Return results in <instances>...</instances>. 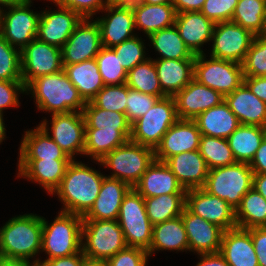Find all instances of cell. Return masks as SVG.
Returning a JSON list of instances; mask_svg holds the SVG:
<instances>
[{
	"label": "cell",
	"instance_id": "cell-1",
	"mask_svg": "<svg viewBox=\"0 0 266 266\" xmlns=\"http://www.w3.org/2000/svg\"><path fill=\"white\" fill-rule=\"evenodd\" d=\"M104 176L82 161L72 160L60 186L52 194H57L64 206L60 211L83 217L96 201Z\"/></svg>",
	"mask_w": 266,
	"mask_h": 266
},
{
	"label": "cell",
	"instance_id": "cell-2",
	"mask_svg": "<svg viewBox=\"0 0 266 266\" xmlns=\"http://www.w3.org/2000/svg\"><path fill=\"white\" fill-rule=\"evenodd\" d=\"M25 92L32 94L39 110L51 114L83 112L86 105L64 70L37 77L25 87Z\"/></svg>",
	"mask_w": 266,
	"mask_h": 266
},
{
	"label": "cell",
	"instance_id": "cell-3",
	"mask_svg": "<svg viewBox=\"0 0 266 266\" xmlns=\"http://www.w3.org/2000/svg\"><path fill=\"white\" fill-rule=\"evenodd\" d=\"M42 216L28 213L9 219L0 228V256L33 259L41 252Z\"/></svg>",
	"mask_w": 266,
	"mask_h": 266
},
{
	"label": "cell",
	"instance_id": "cell-4",
	"mask_svg": "<svg viewBox=\"0 0 266 266\" xmlns=\"http://www.w3.org/2000/svg\"><path fill=\"white\" fill-rule=\"evenodd\" d=\"M82 223L80 215L58 212L53 222L42 217V247L46 259L66 257L82 250Z\"/></svg>",
	"mask_w": 266,
	"mask_h": 266
},
{
	"label": "cell",
	"instance_id": "cell-5",
	"mask_svg": "<svg viewBox=\"0 0 266 266\" xmlns=\"http://www.w3.org/2000/svg\"><path fill=\"white\" fill-rule=\"evenodd\" d=\"M127 247L117 220H83L82 252L88 262L104 263Z\"/></svg>",
	"mask_w": 266,
	"mask_h": 266
},
{
	"label": "cell",
	"instance_id": "cell-6",
	"mask_svg": "<svg viewBox=\"0 0 266 266\" xmlns=\"http://www.w3.org/2000/svg\"><path fill=\"white\" fill-rule=\"evenodd\" d=\"M154 160L153 148L129 140L96 162L112 170L108 177L126 182L133 188Z\"/></svg>",
	"mask_w": 266,
	"mask_h": 266
},
{
	"label": "cell",
	"instance_id": "cell-7",
	"mask_svg": "<svg viewBox=\"0 0 266 266\" xmlns=\"http://www.w3.org/2000/svg\"><path fill=\"white\" fill-rule=\"evenodd\" d=\"M253 186V171L248 163L236 162L209 170L203 189L224 199L234 210Z\"/></svg>",
	"mask_w": 266,
	"mask_h": 266
},
{
	"label": "cell",
	"instance_id": "cell-8",
	"mask_svg": "<svg viewBox=\"0 0 266 266\" xmlns=\"http://www.w3.org/2000/svg\"><path fill=\"white\" fill-rule=\"evenodd\" d=\"M177 120L174 97L159 98L143 116L131 124L130 141L155 149Z\"/></svg>",
	"mask_w": 266,
	"mask_h": 266
},
{
	"label": "cell",
	"instance_id": "cell-9",
	"mask_svg": "<svg viewBox=\"0 0 266 266\" xmlns=\"http://www.w3.org/2000/svg\"><path fill=\"white\" fill-rule=\"evenodd\" d=\"M128 247L148 250L151 246L153 224L145 208V200L134 188L125 195L117 219Z\"/></svg>",
	"mask_w": 266,
	"mask_h": 266
},
{
	"label": "cell",
	"instance_id": "cell-10",
	"mask_svg": "<svg viewBox=\"0 0 266 266\" xmlns=\"http://www.w3.org/2000/svg\"><path fill=\"white\" fill-rule=\"evenodd\" d=\"M195 56L193 79L223 96L232 93L244 82L242 64L234 61Z\"/></svg>",
	"mask_w": 266,
	"mask_h": 266
},
{
	"label": "cell",
	"instance_id": "cell-11",
	"mask_svg": "<svg viewBox=\"0 0 266 266\" xmlns=\"http://www.w3.org/2000/svg\"><path fill=\"white\" fill-rule=\"evenodd\" d=\"M31 3L32 0H18L0 11V34L20 50L37 38L41 13L31 10Z\"/></svg>",
	"mask_w": 266,
	"mask_h": 266
},
{
	"label": "cell",
	"instance_id": "cell-12",
	"mask_svg": "<svg viewBox=\"0 0 266 266\" xmlns=\"http://www.w3.org/2000/svg\"><path fill=\"white\" fill-rule=\"evenodd\" d=\"M51 115V129L48 127V121L44 119L39 124L43 130L72 160H75V155H84L86 123L83 112L71 111Z\"/></svg>",
	"mask_w": 266,
	"mask_h": 266
},
{
	"label": "cell",
	"instance_id": "cell-13",
	"mask_svg": "<svg viewBox=\"0 0 266 266\" xmlns=\"http://www.w3.org/2000/svg\"><path fill=\"white\" fill-rule=\"evenodd\" d=\"M254 38L251 31L232 21L215 23L210 57L242 64Z\"/></svg>",
	"mask_w": 266,
	"mask_h": 266
},
{
	"label": "cell",
	"instance_id": "cell-14",
	"mask_svg": "<svg viewBox=\"0 0 266 266\" xmlns=\"http://www.w3.org/2000/svg\"><path fill=\"white\" fill-rule=\"evenodd\" d=\"M63 70L61 48L35 38L21 50L22 81L26 87L32 80Z\"/></svg>",
	"mask_w": 266,
	"mask_h": 266
},
{
	"label": "cell",
	"instance_id": "cell-15",
	"mask_svg": "<svg viewBox=\"0 0 266 266\" xmlns=\"http://www.w3.org/2000/svg\"><path fill=\"white\" fill-rule=\"evenodd\" d=\"M101 47L99 25L91 18H82L61 48L62 64L66 66L94 59Z\"/></svg>",
	"mask_w": 266,
	"mask_h": 266
},
{
	"label": "cell",
	"instance_id": "cell-16",
	"mask_svg": "<svg viewBox=\"0 0 266 266\" xmlns=\"http://www.w3.org/2000/svg\"><path fill=\"white\" fill-rule=\"evenodd\" d=\"M186 207L224 231L237 227L235 210L224 199L207 193L203 188L186 191Z\"/></svg>",
	"mask_w": 266,
	"mask_h": 266
},
{
	"label": "cell",
	"instance_id": "cell-17",
	"mask_svg": "<svg viewBox=\"0 0 266 266\" xmlns=\"http://www.w3.org/2000/svg\"><path fill=\"white\" fill-rule=\"evenodd\" d=\"M201 132L194 120L178 119L163 135L154 149L155 160L166 162L170 157L199 149Z\"/></svg>",
	"mask_w": 266,
	"mask_h": 266
},
{
	"label": "cell",
	"instance_id": "cell-18",
	"mask_svg": "<svg viewBox=\"0 0 266 266\" xmlns=\"http://www.w3.org/2000/svg\"><path fill=\"white\" fill-rule=\"evenodd\" d=\"M105 16L95 20L100 28L101 44L113 48L136 36L132 7L108 4L103 10Z\"/></svg>",
	"mask_w": 266,
	"mask_h": 266
},
{
	"label": "cell",
	"instance_id": "cell-19",
	"mask_svg": "<svg viewBox=\"0 0 266 266\" xmlns=\"http://www.w3.org/2000/svg\"><path fill=\"white\" fill-rule=\"evenodd\" d=\"M57 10L40 13L37 38L45 43L62 48L82 18L73 10L60 6Z\"/></svg>",
	"mask_w": 266,
	"mask_h": 266
},
{
	"label": "cell",
	"instance_id": "cell-20",
	"mask_svg": "<svg viewBox=\"0 0 266 266\" xmlns=\"http://www.w3.org/2000/svg\"><path fill=\"white\" fill-rule=\"evenodd\" d=\"M174 99L178 119L194 120L202 112L224 101V96L192 79Z\"/></svg>",
	"mask_w": 266,
	"mask_h": 266
},
{
	"label": "cell",
	"instance_id": "cell-21",
	"mask_svg": "<svg viewBox=\"0 0 266 266\" xmlns=\"http://www.w3.org/2000/svg\"><path fill=\"white\" fill-rule=\"evenodd\" d=\"M189 251L204 254L220 251L224 230L192 213L186 206L182 212Z\"/></svg>",
	"mask_w": 266,
	"mask_h": 266
},
{
	"label": "cell",
	"instance_id": "cell-22",
	"mask_svg": "<svg viewBox=\"0 0 266 266\" xmlns=\"http://www.w3.org/2000/svg\"><path fill=\"white\" fill-rule=\"evenodd\" d=\"M131 188L126 182L105 175L98 197L83 220H117L122 201Z\"/></svg>",
	"mask_w": 266,
	"mask_h": 266
},
{
	"label": "cell",
	"instance_id": "cell-23",
	"mask_svg": "<svg viewBox=\"0 0 266 266\" xmlns=\"http://www.w3.org/2000/svg\"><path fill=\"white\" fill-rule=\"evenodd\" d=\"M174 25L193 55L204 54L201 47L211 41L215 26L212 20L201 11L183 12L176 15Z\"/></svg>",
	"mask_w": 266,
	"mask_h": 266
},
{
	"label": "cell",
	"instance_id": "cell-24",
	"mask_svg": "<svg viewBox=\"0 0 266 266\" xmlns=\"http://www.w3.org/2000/svg\"><path fill=\"white\" fill-rule=\"evenodd\" d=\"M72 160H18L17 177H23L44 188L51 195L60 186Z\"/></svg>",
	"mask_w": 266,
	"mask_h": 266
},
{
	"label": "cell",
	"instance_id": "cell-25",
	"mask_svg": "<svg viewBox=\"0 0 266 266\" xmlns=\"http://www.w3.org/2000/svg\"><path fill=\"white\" fill-rule=\"evenodd\" d=\"M165 163L184 190L199 189L205 185L209 168L199 150L174 155Z\"/></svg>",
	"mask_w": 266,
	"mask_h": 266
},
{
	"label": "cell",
	"instance_id": "cell-26",
	"mask_svg": "<svg viewBox=\"0 0 266 266\" xmlns=\"http://www.w3.org/2000/svg\"><path fill=\"white\" fill-rule=\"evenodd\" d=\"M224 100L241 125L266 128V103L252 93L244 82L225 95Z\"/></svg>",
	"mask_w": 266,
	"mask_h": 266
},
{
	"label": "cell",
	"instance_id": "cell-27",
	"mask_svg": "<svg viewBox=\"0 0 266 266\" xmlns=\"http://www.w3.org/2000/svg\"><path fill=\"white\" fill-rule=\"evenodd\" d=\"M219 252L229 266H259L247 229L235 227L224 231Z\"/></svg>",
	"mask_w": 266,
	"mask_h": 266
},
{
	"label": "cell",
	"instance_id": "cell-28",
	"mask_svg": "<svg viewBox=\"0 0 266 266\" xmlns=\"http://www.w3.org/2000/svg\"><path fill=\"white\" fill-rule=\"evenodd\" d=\"M133 188L143 197L186 193L168 165L158 160H154Z\"/></svg>",
	"mask_w": 266,
	"mask_h": 266
},
{
	"label": "cell",
	"instance_id": "cell-29",
	"mask_svg": "<svg viewBox=\"0 0 266 266\" xmlns=\"http://www.w3.org/2000/svg\"><path fill=\"white\" fill-rule=\"evenodd\" d=\"M24 132L18 160H72L40 125Z\"/></svg>",
	"mask_w": 266,
	"mask_h": 266
},
{
	"label": "cell",
	"instance_id": "cell-30",
	"mask_svg": "<svg viewBox=\"0 0 266 266\" xmlns=\"http://www.w3.org/2000/svg\"><path fill=\"white\" fill-rule=\"evenodd\" d=\"M195 59H154L160 87L166 96L174 97L192 79Z\"/></svg>",
	"mask_w": 266,
	"mask_h": 266
},
{
	"label": "cell",
	"instance_id": "cell-31",
	"mask_svg": "<svg viewBox=\"0 0 266 266\" xmlns=\"http://www.w3.org/2000/svg\"><path fill=\"white\" fill-rule=\"evenodd\" d=\"M194 122L201 135L227 139L241 124L227 103L222 101L198 115Z\"/></svg>",
	"mask_w": 266,
	"mask_h": 266
},
{
	"label": "cell",
	"instance_id": "cell-32",
	"mask_svg": "<svg viewBox=\"0 0 266 266\" xmlns=\"http://www.w3.org/2000/svg\"><path fill=\"white\" fill-rule=\"evenodd\" d=\"M189 251L187 234L181 215L153 225L149 257L156 251Z\"/></svg>",
	"mask_w": 266,
	"mask_h": 266
},
{
	"label": "cell",
	"instance_id": "cell-33",
	"mask_svg": "<svg viewBox=\"0 0 266 266\" xmlns=\"http://www.w3.org/2000/svg\"><path fill=\"white\" fill-rule=\"evenodd\" d=\"M135 28L149 37L152 33L175 24L177 12L172 4H146L140 2L132 7Z\"/></svg>",
	"mask_w": 266,
	"mask_h": 266
},
{
	"label": "cell",
	"instance_id": "cell-34",
	"mask_svg": "<svg viewBox=\"0 0 266 266\" xmlns=\"http://www.w3.org/2000/svg\"><path fill=\"white\" fill-rule=\"evenodd\" d=\"M63 70L85 102H90L105 86L95 58L63 66Z\"/></svg>",
	"mask_w": 266,
	"mask_h": 266
},
{
	"label": "cell",
	"instance_id": "cell-35",
	"mask_svg": "<svg viewBox=\"0 0 266 266\" xmlns=\"http://www.w3.org/2000/svg\"><path fill=\"white\" fill-rule=\"evenodd\" d=\"M265 137L264 127L240 125L227 138L236 162L249 164Z\"/></svg>",
	"mask_w": 266,
	"mask_h": 266
},
{
	"label": "cell",
	"instance_id": "cell-36",
	"mask_svg": "<svg viewBox=\"0 0 266 266\" xmlns=\"http://www.w3.org/2000/svg\"><path fill=\"white\" fill-rule=\"evenodd\" d=\"M131 131H98L85 129L84 155L94 161H101L115 148L126 144L130 140Z\"/></svg>",
	"mask_w": 266,
	"mask_h": 266
},
{
	"label": "cell",
	"instance_id": "cell-37",
	"mask_svg": "<svg viewBox=\"0 0 266 266\" xmlns=\"http://www.w3.org/2000/svg\"><path fill=\"white\" fill-rule=\"evenodd\" d=\"M160 58L157 59H195V55L185 45L175 25L152 33L148 37Z\"/></svg>",
	"mask_w": 266,
	"mask_h": 266
},
{
	"label": "cell",
	"instance_id": "cell-38",
	"mask_svg": "<svg viewBox=\"0 0 266 266\" xmlns=\"http://www.w3.org/2000/svg\"><path fill=\"white\" fill-rule=\"evenodd\" d=\"M235 221L239 228L251 229L266 226V199L251 188L235 210Z\"/></svg>",
	"mask_w": 266,
	"mask_h": 266
},
{
	"label": "cell",
	"instance_id": "cell-39",
	"mask_svg": "<svg viewBox=\"0 0 266 266\" xmlns=\"http://www.w3.org/2000/svg\"><path fill=\"white\" fill-rule=\"evenodd\" d=\"M146 214L154 225L182 215L186 206V193L144 197Z\"/></svg>",
	"mask_w": 266,
	"mask_h": 266
},
{
	"label": "cell",
	"instance_id": "cell-40",
	"mask_svg": "<svg viewBox=\"0 0 266 266\" xmlns=\"http://www.w3.org/2000/svg\"><path fill=\"white\" fill-rule=\"evenodd\" d=\"M85 129L98 131H131V123L124 113L96 107L91 101L83 109Z\"/></svg>",
	"mask_w": 266,
	"mask_h": 266
},
{
	"label": "cell",
	"instance_id": "cell-41",
	"mask_svg": "<svg viewBox=\"0 0 266 266\" xmlns=\"http://www.w3.org/2000/svg\"><path fill=\"white\" fill-rule=\"evenodd\" d=\"M231 21L254 35L266 33V0H239Z\"/></svg>",
	"mask_w": 266,
	"mask_h": 266
},
{
	"label": "cell",
	"instance_id": "cell-42",
	"mask_svg": "<svg viewBox=\"0 0 266 266\" xmlns=\"http://www.w3.org/2000/svg\"><path fill=\"white\" fill-rule=\"evenodd\" d=\"M126 84L129 88L145 94L155 95L159 98L166 96L160 87L153 58H148L131 69L127 73Z\"/></svg>",
	"mask_w": 266,
	"mask_h": 266
},
{
	"label": "cell",
	"instance_id": "cell-43",
	"mask_svg": "<svg viewBox=\"0 0 266 266\" xmlns=\"http://www.w3.org/2000/svg\"><path fill=\"white\" fill-rule=\"evenodd\" d=\"M198 150L209 170L236 163L228 140L225 138L201 135Z\"/></svg>",
	"mask_w": 266,
	"mask_h": 266
},
{
	"label": "cell",
	"instance_id": "cell-44",
	"mask_svg": "<svg viewBox=\"0 0 266 266\" xmlns=\"http://www.w3.org/2000/svg\"><path fill=\"white\" fill-rule=\"evenodd\" d=\"M105 85H121L127 81V72L112 48L101 47L95 57Z\"/></svg>",
	"mask_w": 266,
	"mask_h": 266
},
{
	"label": "cell",
	"instance_id": "cell-45",
	"mask_svg": "<svg viewBox=\"0 0 266 266\" xmlns=\"http://www.w3.org/2000/svg\"><path fill=\"white\" fill-rule=\"evenodd\" d=\"M242 68L244 76H266V33L255 35Z\"/></svg>",
	"mask_w": 266,
	"mask_h": 266
},
{
	"label": "cell",
	"instance_id": "cell-46",
	"mask_svg": "<svg viewBox=\"0 0 266 266\" xmlns=\"http://www.w3.org/2000/svg\"><path fill=\"white\" fill-rule=\"evenodd\" d=\"M0 80H22L21 50L0 34Z\"/></svg>",
	"mask_w": 266,
	"mask_h": 266
},
{
	"label": "cell",
	"instance_id": "cell-47",
	"mask_svg": "<svg viewBox=\"0 0 266 266\" xmlns=\"http://www.w3.org/2000/svg\"><path fill=\"white\" fill-rule=\"evenodd\" d=\"M91 102L101 109L125 114L127 104V84L105 85Z\"/></svg>",
	"mask_w": 266,
	"mask_h": 266
},
{
	"label": "cell",
	"instance_id": "cell-48",
	"mask_svg": "<svg viewBox=\"0 0 266 266\" xmlns=\"http://www.w3.org/2000/svg\"><path fill=\"white\" fill-rule=\"evenodd\" d=\"M144 45L145 44L141 37L139 38L136 35L112 48L116 55H118L119 61L127 73L137 64L143 63L150 58L145 55L146 47Z\"/></svg>",
	"mask_w": 266,
	"mask_h": 266
},
{
	"label": "cell",
	"instance_id": "cell-49",
	"mask_svg": "<svg viewBox=\"0 0 266 266\" xmlns=\"http://www.w3.org/2000/svg\"><path fill=\"white\" fill-rule=\"evenodd\" d=\"M159 99L155 95L145 94L127 86V104L125 115L132 124L143 116Z\"/></svg>",
	"mask_w": 266,
	"mask_h": 266
},
{
	"label": "cell",
	"instance_id": "cell-50",
	"mask_svg": "<svg viewBox=\"0 0 266 266\" xmlns=\"http://www.w3.org/2000/svg\"><path fill=\"white\" fill-rule=\"evenodd\" d=\"M239 0H205L201 12L214 23L231 21Z\"/></svg>",
	"mask_w": 266,
	"mask_h": 266
},
{
	"label": "cell",
	"instance_id": "cell-51",
	"mask_svg": "<svg viewBox=\"0 0 266 266\" xmlns=\"http://www.w3.org/2000/svg\"><path fill=\"white\" fill-rule=\"evenodd\" d=\"M148 252L138 247H127L107 259L106 266H147Z\"/></svg>",
	"mask_w": 266,
	"mask_h": 266
},
{
	"label": "cell",
	"instance_id": "cell-52",
	"mask_svg": "<svg viewBox=\"0 0 266 266\" xmlns=\"http://www.w3.org/2000/svg\"><path fill=\"white\" fill-rule=\"evenodd\" d=\"M49 1V0H48ZM62 7L76 12L81 18H92L99 12H102L107 5L108 0H50Z\"/></svg>",
	"mask_w": 266,
	"mask_h": 266
},
{
	"label": "cell",
	"instance_id": "cell-53",
	"mask_svg": "<svg viewBox=\"0 0 266 266\" xmlns=\"http://www.w3.org/2000/svg\"><path fill=\"white\" fill-rule=\"evenodd\" d=\"M25 94V86L22 80H0V112L5 108L20 106L19 94Z\"/></svg>",
	"mask_w": 266,
	"mask_h": 266
},
{
	"label": "cell",
	"instance_id": "cell-54",
	"mask_svg": "<svg viewBox=\"0 0 266 266\" xmlns=\"http://www.w3.org/2000/svg\"><path fill=\"white\" fill-rule=\"evenodd\" d=\"M247 230L251 235V239L258 259V265L266 266V228L255 227Z\"/></svg>",
	"mask_w": 266,
	"mask_h": 266
},
{
	"label": "cell",
	"instance_id": "cell-55",
	"mask_svg": "<svg viewBox=\"0 0 266 266\" xmlns=\"http://www.w3.org/2000/svg\"><path fill=\"white\" fill-rule=\"evenodd\" d=\"M87 262V258L83 254L82 250L79 253L66 257H59L44 261L35 258L32 261V263H40L41 266H85Z\"/></svg>",
	"mask_w": 266,
	"mask_h": 266
},
{
	"label": "cell",
	"instance_id": "cell-56",
	"mask_svg": "<svg viewBox=\"0 0 266 266\" xmlns=\"http://www.w3.org/2000/svg\"><path fill=\"white\" fill-rule=\"evenodd\" d=\"M253 174H266V137L249 163Z\"/></svg>",
	"mask_w": 266,
	"mask_h": 266
},
{
	"label": "cell",
	"instance_id": "cell-57",
	"mask_svg": "<svg viewBox=\"0 0 266 266\" xmlns=\"http://www.w3.org/2000/svg\"><path fill=\"white\" fill-rule=\"evenodd\" d=\"M244 83L260 100L266 103V76H244Z\"/></svg>",
	"mask_w": 266,
	"mask_h": 266
},
{
	"label": "cell",
	"instance_id": "cell-58",
	"mask_svg": "<svg viewBox=\"0 0 266 266\" xmlns=\"http://www.w3.org/2000/svg\"><path fill=\"white\" fill-rule=\"evenodd\" d=\"M205 0H173L177 14L183 12L201 11Z\"/></svg>",
	"mask_w": 266,
	"mask_h": 266
},
{
	"label": "cell",
	"instance_id": "cell-59",
	"mask_svg": "<svg viewBox=\"0 0 266 266\" xmlns=\"http://www.w3.org/2000/svg\"><path fill=\"white\" fill-rule=\"evenodd\" d=\"M200 262L196 266H229L220 252L198 254Z\"/></svg>",
	"mask_w": 266,
	"mask_h": 266
},
{
	"label": "cell",
	"instance_id": "cell-60",
	"mask_svg": "<svg viewBox=\"0 0 266 266\" xmlns=\"http://www.w3.org/2000/svg\"><path fill=\"white\" fill-rule=\"evenodd\" d=\"M266 199V174H253V186Z\"/></svg>",
	"mask_w": 266,
	"mask_h": 266
},
{
	"label": "cell",
	"instance_id": "cell-61",
	"mask_svg": "<svg viewBox=\"0 0 266 266\" xmlns=\"http://www.w3.org/2000/svg\"><path fill=\"white\" fill-rule=\"evenodd\" d=\"M31 263L25 259L6 258L0 256V266H31Z\"/></svg>",
	"mask_w": 266,
	"mask_h": 266
},
{
	"label": "cell",
	"instance_id": "cell-62",
	"mask_svg": "<svg viewBox=\"0 0 266 266\" xmlns=\"http://www.w3.org/2000/svg\"><path fill=\"white\" fill-rule=\"evenodd\" d=\"M141 0H108V4L115 6L133 7L139 4Z\"/></svg>",
	"mask_w": 266,
	"mask_h": 266
},
{
	"label": "cell",
	"instance_id": "cell-63",
	"mask_svg": "<svg viewBox=\"0 0 266 266\" xmlns=\"http://www.w3.org/2000/svg\"><path fill=\"white\" fill-rule=\"evenodd\" d=\"M3 113L0 112V144L5 140L6 136V128L3 121Z\"/></svg>",
	"mask_w": 266,
	"mask_h": 266
},
{
	"label": "cell",
	"instance_id": "cell-64",
	"mask_svg": "<svg viewBox=\"0 0 266 266\" xmlns=\"http://www.w3.org/2000/svg\"><path fill=\"white\" fill-rule=\"evenodd\" d=\"M142 3L154 5V4H172L173 0H141Z\"/></svg>",
	"mask_w": 266,
	"mask_h": 266
},
{
	"label": "cell",
	"instance_id": "cell-65",
	"mask_svg": "<svg viewBox=\"0 0 266 266\" xmlns=\"http://www.w3.org/2000/svg\"><path fill=\"white\" fill-rule=\"evenodd\" d=\"M17 1L18 0H0V11L3 9V6L7 8L8 6L16 3Z\"/></svg>",
	"mask_w": 266,
	"mask_h": 266
},
{
	"label": "cell",
	"instance_id": "cell-66",
	"mask_svg": "<svg viewBox=\"0 0 266 266\" xmlns=\"http://www.w3.org/2000/svg\"><path fill=\"white\" fill-rule=\"evenodd\" d=\"M85 266H106V265L101 262H87Z\"/></svg>",
	"mask_w": 266,
	"mask_h": 266
},
{
	"label": "cell",
	"instance_id": "cell-67",
	"mask_svg": "<svg viewBox=\"0 0 266 266\" xmlns=\"http://www.w3.org/2000/svg\"><path fill=\"white\" fill-rule=\"evenodd\" d=\"M31 266H41L40 263H33Z\"/></svg>",
	"mask_w": 266,
	"mask_h": 266
}]
</instances>
